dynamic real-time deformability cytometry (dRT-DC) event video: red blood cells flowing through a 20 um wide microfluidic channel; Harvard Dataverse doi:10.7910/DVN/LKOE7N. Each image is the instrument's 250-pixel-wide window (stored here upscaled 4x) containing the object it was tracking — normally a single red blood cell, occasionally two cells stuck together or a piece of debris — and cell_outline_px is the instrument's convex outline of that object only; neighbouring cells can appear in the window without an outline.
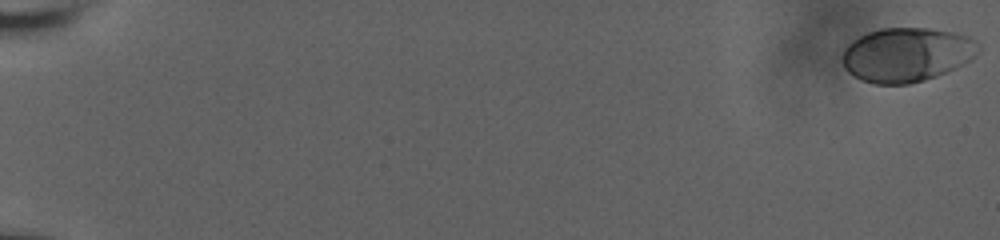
{"species": "human", "species_latin": "Homo sapiens", "temperature_condition": "room temperature", "stored_images_in_passage": 61, "camera_frame_rate_fps": 3000, "um_per_image_px": 0.085, "donor": {"sex": "male"}, "frame": {"image": 1, "passage_image": 1, "time_ms": 0.0, "image_size_px": [1000, 240], "cell_outline_px": [[980, 52], [972, 60], [956, 68], [936, 76], [924, 80], [908, 84], [876, 84], [860, 80], [848, 72], [844, 68], [844, 48], [852, 40], [868, 32], [880, 28], [928, 28], [956, 32], [968, 36], [976, 40], [980, 44]], "centroid_in_image_um": [77.12, 4.64], "position_along_channel_um": 7.9, "area_um2": 43.35}}
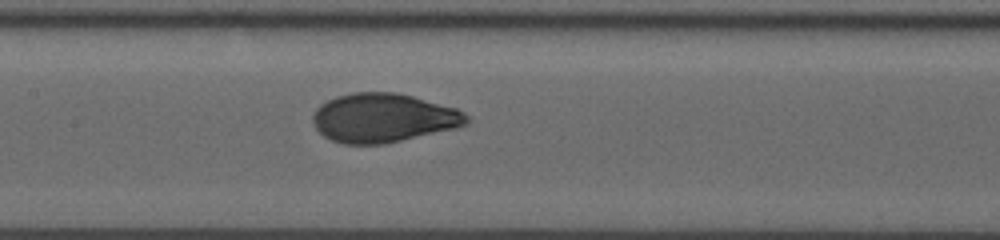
{"frame": {"image": 2, "passage_image": 33, "time_ms": 10.667, "image_size_px": [1000, 240], "cell_outline_px": [[468, 124], [456, 128], [384, 144], [344, 144], [332, 140], [324, 136], [312, 124], [312, 116], [316, 108], [320, 104], [336, 96], [352, 92], [396, 92], [412, 96], [456, 108], [464, 112], [468, 116]], "centroid_in_image_um": [32.56, 10.02], "position_along_channel_um": 174.8, "area_um2": 43.93}}
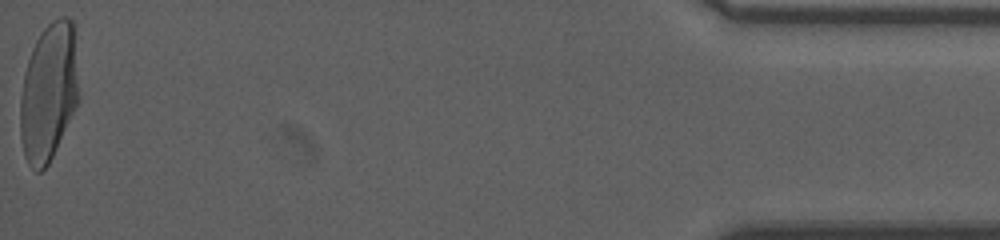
{"frame": {"image": 3, "passage_image": 61, "time_ms": 20.0, "image_size_px": [1000, 240], "cell_outline_px": [[80, 96], [56, 148], [48, 164], [40, 172], [36, 172], [28, 164], [24, 156], [20, 136], [20, 100], [24, 72], [32, 48], [40, 32], [52, 20], [60, 16], [68, 16], [76, 24]], "centroid_in_image_um": [4.17, 7.74], "position_along_channel_um": 431.0, "area_um2": 48.03}, "authors_computed_cell_mechanics": {"area_um2": 43.2344, "velocity_mm_per_s": 3.6623, "shape_relaxation_time_tau1_ms": 4.252, "shape_relaxation_time_tau2_ms": null, "deformation_change_tau1": 0.1967, "deformation_change_tau2": null}}